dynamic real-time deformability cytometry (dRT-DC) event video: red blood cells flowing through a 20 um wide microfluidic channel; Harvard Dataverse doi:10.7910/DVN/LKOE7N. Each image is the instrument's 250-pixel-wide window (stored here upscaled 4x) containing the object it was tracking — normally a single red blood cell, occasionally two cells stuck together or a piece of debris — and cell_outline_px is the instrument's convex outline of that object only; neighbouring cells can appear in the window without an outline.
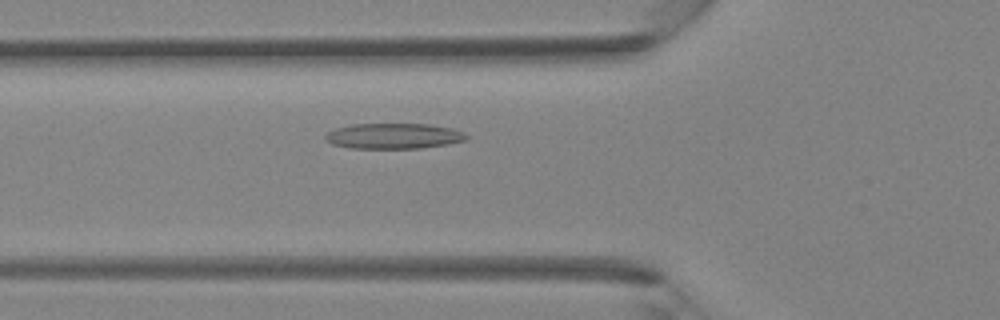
{"species": "Egyptian fruit bat (a non-hibernating species)", "species_latin": "Rousettus aegyptiacus", "temperature_condition": "room temperature", "stored_images_in_passage": 40, "camera_frame_rate_fps": 3000, "um_per_image_px": 0.085, "animal": {"sex": "female"}, "frame": {"image": 1, "passage_image": 13, "time_ms": 4.0, "image_size_px": [1000, 320], "cell_outline_px": [[468, 140], [448, 144], [420, 148], [348, 148], [332, 144], [324, 140], [324, 136], [328, 132], [336, 128], [352, 124], [428, 124], [452, 128], [464, 132], [468, 136]], "centroid_in_image_um": [33.46, 11.56], "position_along_channel_um": 92.3, "area_um2": 21.1}}
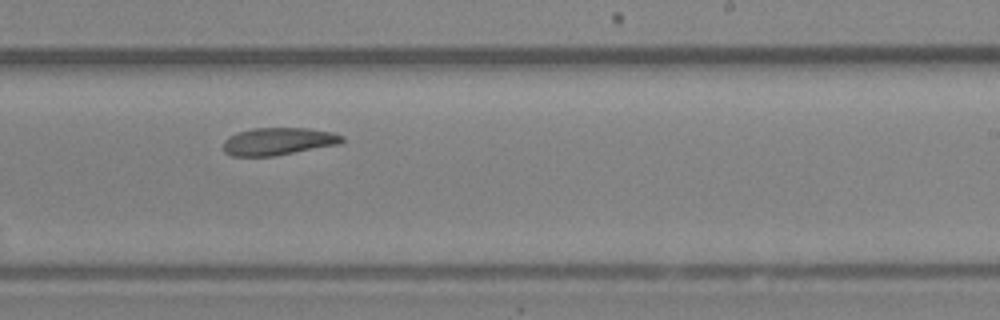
{"frame": {"image": 2, "passage_image": 24, "time_ms": 7.667, "image_size_px": [1000, 320], "cell_outline_px": [[344, 140], [340, 144], [272, 156], [232, 156], [224, 152], [224, 140], [228, 136], [236, 132], [252, 128], [308, 128], [332, 132], [344, 136]], "centroid_in_image_um": [23.64, 12.01], "position_along_channel_um": 265.4, "area_um2": 19.07}}
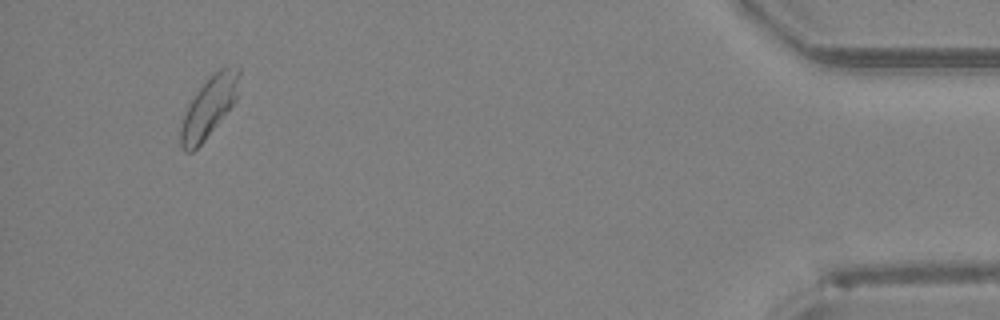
{"frame": {"image": 3, "passage_image": 38, "time_ms": 12.333, "image_size_px": [1000, 320], "cell_outline_px": [[240, 76], [236, 100], [204, 140], [192, 152], [184, 152], [180, 144], [180, 128], [184, 116], [196, 92], [220, 68], [228, 64], [240, 68]], "centroid_in_image_um": [17.78, 9.08], "position_along_channel_um": 417.4, "area_um2": 20.06}}